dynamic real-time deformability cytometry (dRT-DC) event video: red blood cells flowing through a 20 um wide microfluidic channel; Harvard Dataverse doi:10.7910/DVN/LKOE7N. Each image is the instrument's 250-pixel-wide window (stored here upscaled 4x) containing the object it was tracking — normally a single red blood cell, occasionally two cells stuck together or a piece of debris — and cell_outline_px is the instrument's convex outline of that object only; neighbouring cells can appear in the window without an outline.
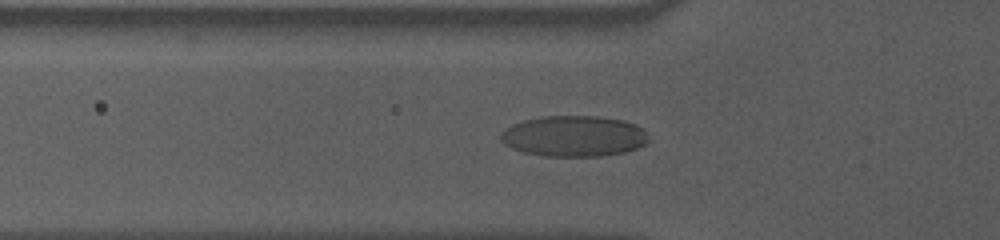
{"species": "human", "species_latin": "Homo sapiens", "temperature_condition": "cold", "stored_images_in_passage": 45, "camera_frame_rate_fps": 3000, "um_per_image_px": 0.085, "donor": {"sex": "male"}, "frame": {"image": 1, "passage_image": 12, "time_ms": 3.667, "image_size_px": [1000, 240], "cell_outline_px": [[652, 140], [648, 144], [624, 152], [600, 156], [544, 156], [524, 152], [512, 148], [504, 144], [500, 140], [500, 132], [512, 124], [524, 120], [540, 116], [600, 116], [624, 120], [636, 124], [644, 128], [648, 132]], "centroid_in_image_um": [48.83, 11.56], "position_along_channel_um": 77.0, "area_um2": 35.78}}
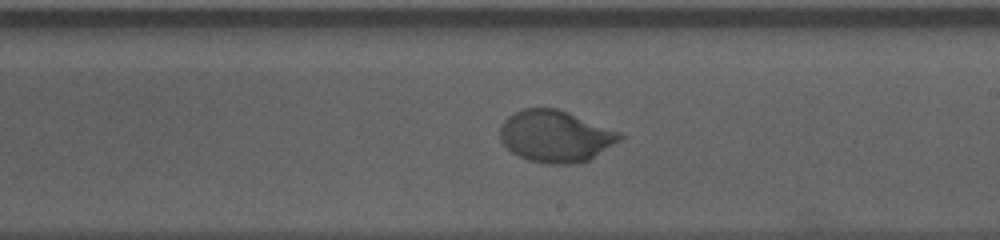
{"frame": {"image": 2, "passage_image": 26, "time_ms": 8.333, "image_size_px": [1000, 240], "cell_outline_px": [[624, 136], [620, 140], [588, 160], [572, 164], [544, 164], [528, 160], [512, 152], [500, 140], [500, 128], [504, 120], [508, 116], [524, 108], [556, 108], [568, 112], [620, 132]], "centroid_in_image_um": [47.19, 11.58], "position_along_channel_um": 241.8, "area_um2": 35.84}}
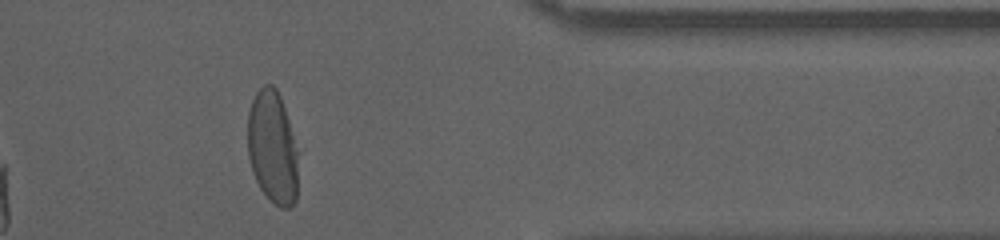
{"frame": {"image": 3, "passage_image": 40, "time_ms": 13.0, "image_size_px": [1000, 240], "cell_outline_px": [[296, 200], [288, 208], [280, 208], [260, 188], [252, 172], [248, 156], [248, 112], [252, 100], [256, 92], [264, 84], [272, 84], [276, 88], [280, 96], [288, 120], [296, 152]], "centroid_in_image_um": [23.12, 12.5], "position_along_channel_um": 388.3, "area_um2": 32.54}, "authors_computed_cell_mechanics": {"area_um2": 35.0846, "velocity_mm_per_s": 3.5285, "shape_relaxation_time_tau1_ms": 3.6104, "shape_relaxation_time_tau2_ms": null, "deformation_change_tau1": 0.169, "deformation_change_tau2": null}}